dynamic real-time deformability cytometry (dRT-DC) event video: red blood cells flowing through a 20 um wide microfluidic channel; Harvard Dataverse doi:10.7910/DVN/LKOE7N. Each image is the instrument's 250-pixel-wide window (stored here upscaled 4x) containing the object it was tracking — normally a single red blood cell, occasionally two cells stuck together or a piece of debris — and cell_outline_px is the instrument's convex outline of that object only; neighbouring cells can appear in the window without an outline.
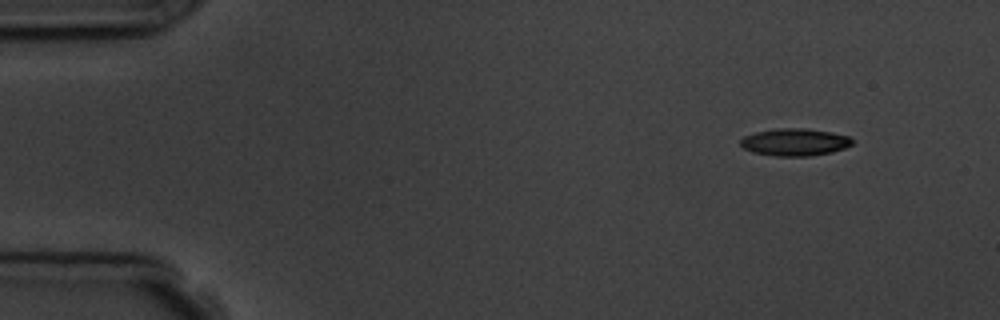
{"species": "common noctule bat (a hibernating species)", "species_latin": "Nyctalus noctula", "temperature_condition": "room temperature", "stored_images_in_passage": 4, "camera_frame_rate_fps": 3000, "um_per_image_px": 0.085, "animal": {"sex": "male", "body_mass_g": 19.5, "forearm_length_mm": 54.6}, "frame": {"image": 1, "passage_image": 1, "time_ms": 0.0, "image_size_px": [1000, 320], "cell_outline_px": [[852, 144], [844, 148], [832, 152], [808, 156], [776, 156], [752, 152], [744, 148], [740, 144], [740, 140], [744, 136], [756, 132], [780, 128], [804, 128], [832, 132], [848, 136], [852, 140]], "centroid_in_image_um": [67.55, 12.08], "position_along_channel_um": 17.5, "area_um2": 17.69}}
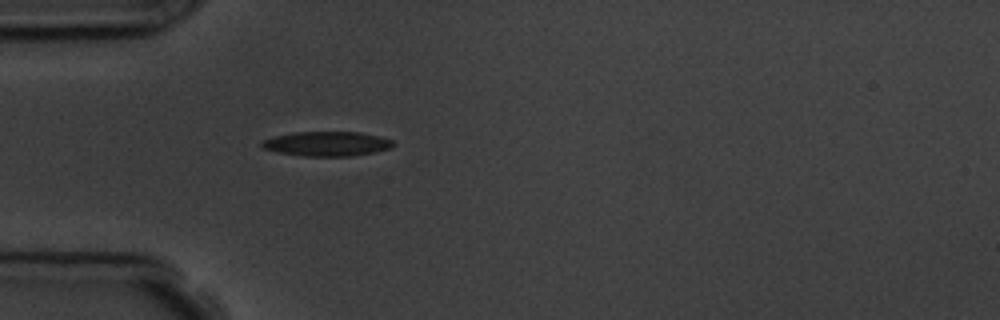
{"frame": {"image": 2, "passage_image": 4, "time_ms": 3.667, "image_size_px": [1000, 320], "cell_outline_px": [[396, 144], [392, 148], [376, 152], [352, 156], [304, 156], [280, 152], [264, 148], [260, 144], [264, 140], [276, 136], [296, 132], [360, 132], [380, 136], [392, 140]], "centroid_in_image_um": [27.88, 12.22], "position_along_channel_um": 57.1, "area_um2": 18.73}}